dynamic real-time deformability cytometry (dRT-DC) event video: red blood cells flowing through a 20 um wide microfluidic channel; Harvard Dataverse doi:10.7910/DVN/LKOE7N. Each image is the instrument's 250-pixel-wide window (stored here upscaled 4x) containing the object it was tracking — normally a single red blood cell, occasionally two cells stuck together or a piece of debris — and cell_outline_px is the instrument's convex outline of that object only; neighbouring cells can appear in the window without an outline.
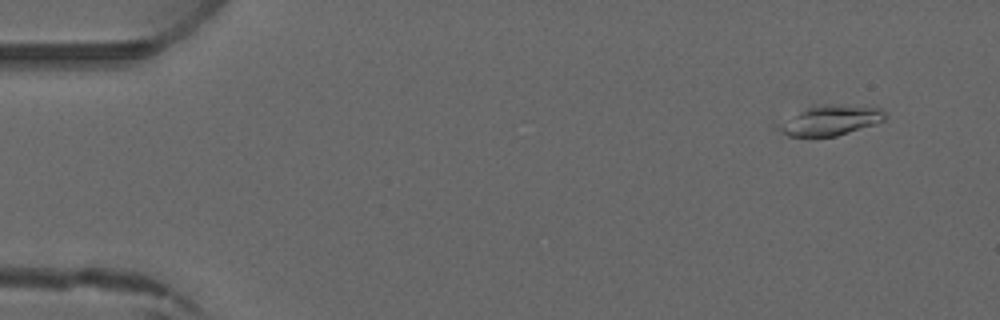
{"species": "common noctule bat (a hibernating species)", "species_latin": "Nyctalus noctula", "temperature_condition": "warm", "stored_images_in_passage": 3, "camera_frame_rate_fps": 3000, "um_per_image_px": 0.085, "animal": {"sex": "male", "forearm_length_mm": 52.5}, "frame": {"image": 1, "passage_image": 1, "time_ms": 0.0, "image_size_px": [1000, 320], "cell_outline_px": [[888, 116], [884, 120], [836, 136], [788, 136], [776, 128], [772, 124], [808, 108], [820, 104], [840, 104], [880, 108]], "centroid_in_image_um": [70.52, 10.22], "position_along_channel_um": 14.5, "area_um2": 18.55}}